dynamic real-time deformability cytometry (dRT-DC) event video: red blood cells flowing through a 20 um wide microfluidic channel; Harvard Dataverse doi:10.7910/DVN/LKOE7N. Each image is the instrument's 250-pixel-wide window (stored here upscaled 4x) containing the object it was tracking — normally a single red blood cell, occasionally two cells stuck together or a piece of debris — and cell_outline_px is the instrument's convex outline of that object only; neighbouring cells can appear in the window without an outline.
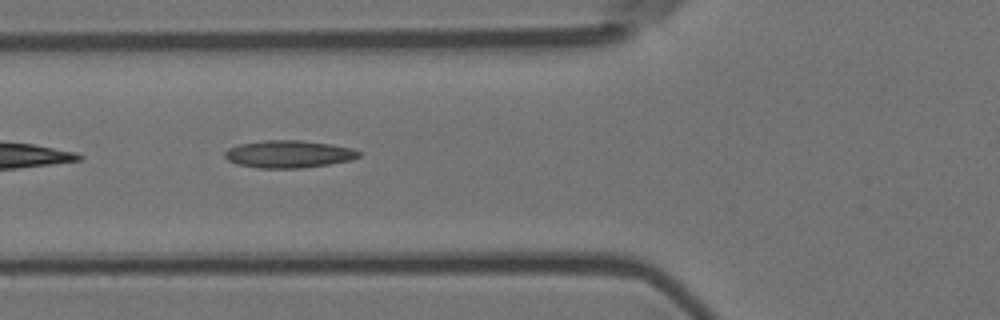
{"species": "Egyptian fruit bat (a non-hibernating species)", "species_latin": "Rousettus aegyptiacus", "temperature_condition": "room temperature", "stored_images_in_passage": 10, "camera_frame_rate_fps": 3000, "um_per_image_px": 0.085, "animal": {"sex": "female"}, "frame": {"image": 1, "passage_image": 6, "time_ms": 1.667, "image_size_px": [1000, 320], "cell_outline_px": [[360, 156], [352, 160], [328, 164], [300, 168], [260, 168], [236, 164], [228, 160], [224, 156], [224, 152], [228, 148], [240, 144], [264, 140], [304, 140], [332, 144], [352, 148], [360, 152]], "centroid_in_image_um": [24.54, 13.09], "position_along_channel_um": 101.3, "area_um2": 21.5}}
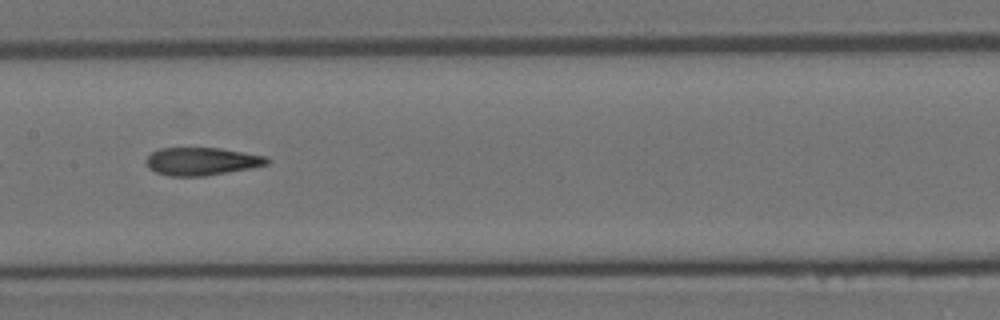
{"frame": {"image": 2, "passage_image": 8, "time_ms": 2.333, "image_size_px": [1000, 320], "cell_outline_px": [[268, 164], [252, 168], [204, 176], [168, 176], [156, 172], [148, 168], [144, 160], [152, 152], [160, 148], [220, 148], [268, 156]], "centroid_in_image_um": [17.13, 13.71], "position_along_channel_um": 190.3, "area_um2": 19.71}}
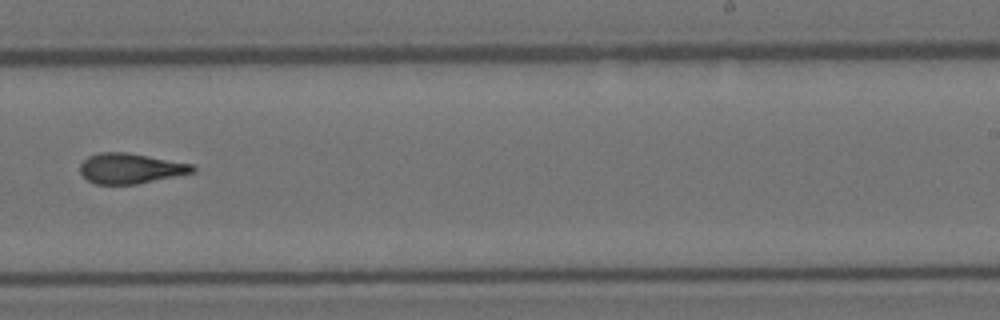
{"frame": {"image": 3, "passage_image": 10, "time_ms": 3.0, "image_size_px": [1000, 320], "cell_outline_px": [[196, 172], [136, 184], [96, 184], [88, 180], [80, 172], [80, 164], [88, 156], [100, 152], [128, 152], [192, 164], [196, 168]], "centroid_in_image_um": [11.09, 14.31], "position_along_channel_um": 277.9, "area_um2": 19.83}}